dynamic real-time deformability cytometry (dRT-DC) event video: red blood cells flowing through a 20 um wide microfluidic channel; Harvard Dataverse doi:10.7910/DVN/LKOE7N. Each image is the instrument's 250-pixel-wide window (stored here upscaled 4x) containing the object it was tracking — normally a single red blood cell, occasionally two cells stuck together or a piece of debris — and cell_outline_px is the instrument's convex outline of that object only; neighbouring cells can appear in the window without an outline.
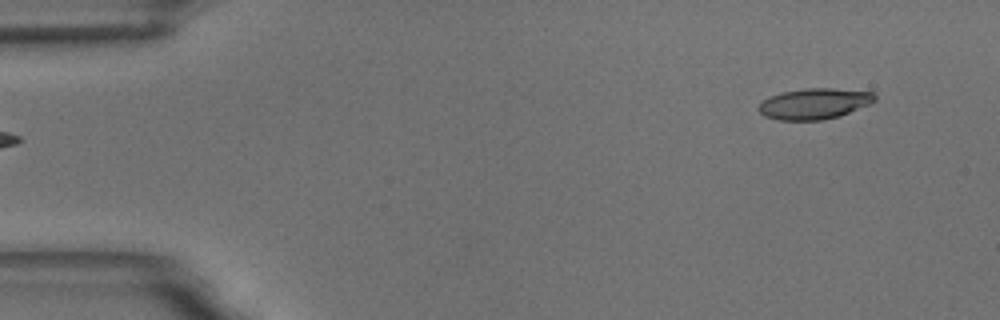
{"species": "common noctule bat (a hibernating species)", "species_latin": "Nyctalus noctula", "temperature_condition": "room temperature", "stored_images_in_passage": 5, "camera_frame_rate_fps": 3000, "um_per_image_px": 0.085, "animal": {"sex": "male", "body_mass_g": 18.8}, "frame": {"image": 1, "passage_image": 5, "time_ms": 4.667, "image_size_px": [1000, 320], "cell_outline_px": [[876, 100], [868, 104], [840, 116], [820, 120], [776, 120], [764, 116], [756, 108], [764, 100], [780, 92], [804, 88], [832, 88], [876, 92]], "centroid_in_image_um": [69.21, 8.81], "position_along_channel_um": 15.8, "area_um2": 20.92}}